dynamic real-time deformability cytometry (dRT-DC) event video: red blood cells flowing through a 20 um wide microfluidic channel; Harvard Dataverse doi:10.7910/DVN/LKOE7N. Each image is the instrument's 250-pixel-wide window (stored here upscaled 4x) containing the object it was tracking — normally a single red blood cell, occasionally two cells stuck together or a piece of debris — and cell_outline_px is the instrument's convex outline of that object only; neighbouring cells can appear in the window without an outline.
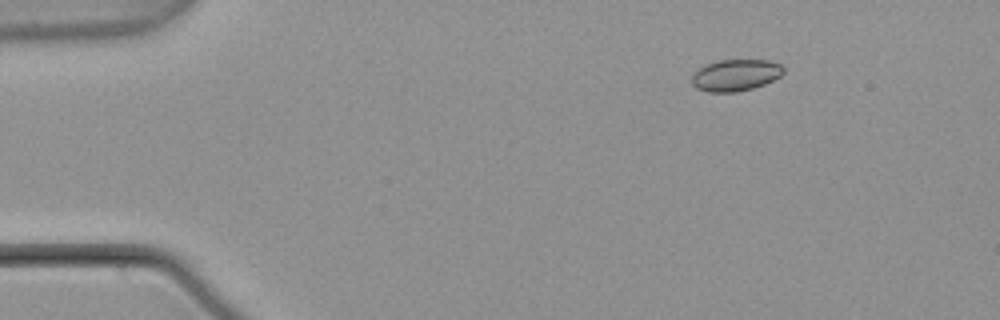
{"species": "common noctule bat (a hibernating species)", "species_latin": "Nyctalus noctula", "temperature_condition": "warm", "stored_images_in_passage": 4, "camera_frame_rate_fps": 3000, "um_per_image_px": 0.085, "animal": {"sex": "male", "body_mass_g": 21.5, "forearm_length_mm": 52.0}, "frame": {"image": 1, "passage_image": 2, "time_ms": 0.333, "image_size_px": [1000, 320], "cell_outline_px": [[784, 72], [780, 76], [764, 84], [752, 88], [736, 92], [708, 92], [696, 88], [692, 84], [692, 76], [700, 68], [716, 60], [768, 60], [780, 64], [784, 68]], "centroid_in_image_um": [62.53, 6.39], "position_along_channel_um": 22.5, "area_um2": 16.76}}